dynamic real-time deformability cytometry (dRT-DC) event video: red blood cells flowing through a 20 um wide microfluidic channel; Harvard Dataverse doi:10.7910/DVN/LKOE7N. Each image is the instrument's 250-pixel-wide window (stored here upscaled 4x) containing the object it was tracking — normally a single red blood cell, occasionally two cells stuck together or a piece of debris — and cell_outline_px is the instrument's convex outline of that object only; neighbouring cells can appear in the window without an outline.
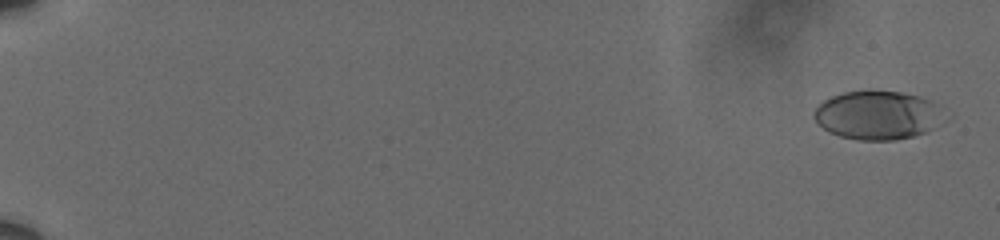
{"species": "human", "species_latin": "Homo sapiens", "temperature_condition": "cold", "stored_images_in_passage": 60, "camera_frame_rate_fps": 3000, "um_per_image_px": 0.085, "donor": {"sex": "male"}, "frame": {"image": 1, "passage_image": 2, "time_ms": 0.333, "image_size_px": [1000, 240], "cell_outline_px": [[944, 108], [928, 128], [924, 132], [912, 136], [896, 140], [860, 140], [840, 136], [828, 132], [816, 124], [812, 116], [812, 112], [824, 100], [832, 96], [844, 92], [868, 88], [900, 92], [920, 96], [932, 100], [940, 104]], "centroid_in_image_um": [74.48, 9.74], "position_along_channel_um": 10.5, "area_um2": 37.05}}
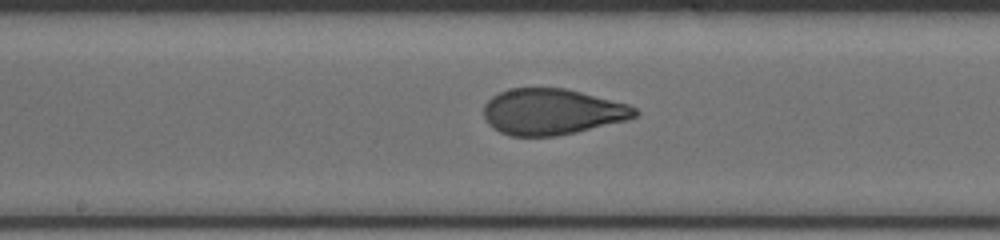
{"frame": {"image": 2, "passage_image": 35, "time_ms": 11.333, "image_size_px": [1000, 240], "cell_outline_px": [[640, 112], [636, 116], [628, 120], [576, 132], [556, 136], [512, 136], [500, 132], [492, 128], [484, 120], [484, 104], [492, 96], [500, 92], [512, 88], [564, 88], [628, 104], [636, 108]], "centroid_in_image_um": [46.91, 9.51], "position_along_channel_um": 201.3, "area_um2": 40.58}}
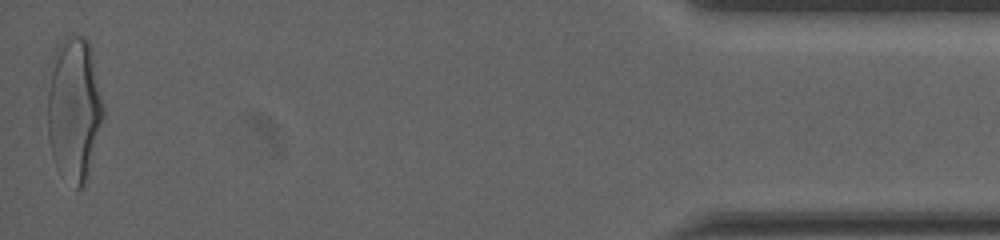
{"frame": {"image": 3, "passage_image": 60, "time_ms": 19.667, "image_size_px": [1000, 240], "cell_outline_px": [[104, 116], [88, 172], [84, 184], [80, 188], [76, 188], [52, 152], [48, 136], [48, 92], [52, 56], [56, 48], [72, 32], [84, 36], [88, 40], [92, 48], [104, 104]], "centroid_in_image_um": [6.33, 9.08], "position_along_channel_um": 428.9, "area_um2": 46.07}, "authors_computed_cell_mechanics": {"area_um2": 40.749, "velocity_mm_per_s": 3.6102, "shape_relaxation_time_tau1_ms": 4.1731, "shape_relaxation_time_tau2_ms": null, "deformation_change_tau1": 0.176, "deformation_change_tau2": null}}